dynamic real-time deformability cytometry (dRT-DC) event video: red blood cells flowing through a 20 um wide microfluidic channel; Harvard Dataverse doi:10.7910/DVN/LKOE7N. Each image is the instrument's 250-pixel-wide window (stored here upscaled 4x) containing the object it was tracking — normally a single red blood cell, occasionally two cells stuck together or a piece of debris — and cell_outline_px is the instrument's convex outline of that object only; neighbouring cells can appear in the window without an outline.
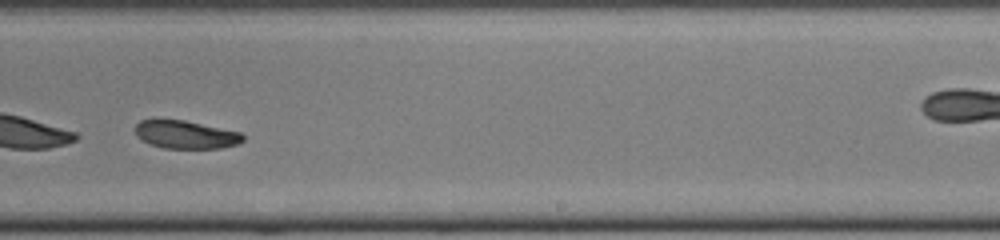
{"species": "common noctule bat (a hibernating species)", "species_latin": "Nyctalus noctula", "temperature_condition": "cold", "stored_images_in_passage": 45, "camera_frame_rate_fps": 3000, "um_per_image_px": 0.085, "animal": {"sex": "female", "body_mass_g": 22.0, "forearm_length_mm": 56.7}, "frame": {"image": 1, "passage_image": 26, "time_ms": 8.333, "image_size_px": [1000, 240], "cell_outline_px": [[244, 140], [240, 144], [220, 148], [164, 148], [148, 144], [136, 136], [132, 128], [140, 120], [184, 120], [240, 132], [244, 136]], "centroid_in_image_um": [15.75, 11.45], "position_along_channel_um": 273.2, "area_um2": 17.74}, "authors_computed_cell_mechanics": {"area_um2": 19.363, "velocity_mm_per_s": 3.8786, "shape_relaxation_time_tau1_ms": 2.761, "shape_relaxation_time_tau2_ms": null, "deformation_change_tau1": 0.0948, "deformation_change_tau2": null}}